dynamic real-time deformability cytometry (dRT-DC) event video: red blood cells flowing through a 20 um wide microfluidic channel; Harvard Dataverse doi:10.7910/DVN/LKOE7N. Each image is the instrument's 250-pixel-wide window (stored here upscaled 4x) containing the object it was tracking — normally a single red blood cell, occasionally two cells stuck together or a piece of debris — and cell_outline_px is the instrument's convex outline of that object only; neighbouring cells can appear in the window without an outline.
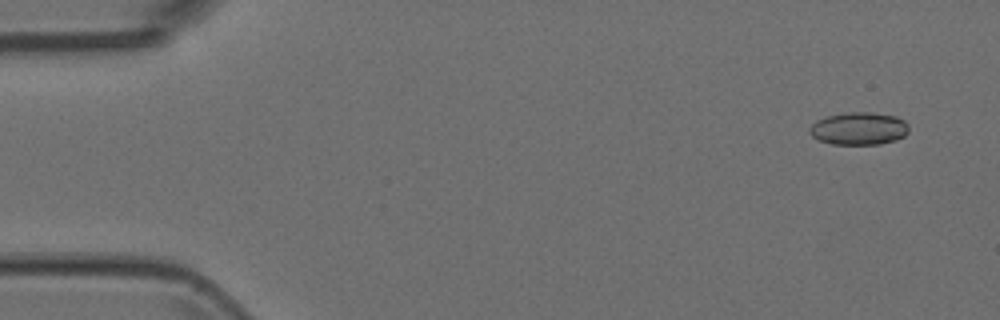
{"species": "Egyptian fruit bat (a non-hibernating species)", "species_latin": "Rousettus aegyptiacus", "temperature_condition": "room temperature", "stored_images_in_passage": 5, "camera_frame_rate_fps": 3000, "um_per_image_px": 0.085, "animal": {"sex": "female"}, "frame": {"image": 1, "passage_image": 1, "time_ms": 0.0, "image_size_px": [1000, 320], "cell_outline_px": [[908, 132], [904, 136], [896, 140], [880, 144], [832, 144], [820, 140], [812, 136], [808, 132], [808, 128], [816, 120], [824, 116], [848, 112], [868, 112], [896, 116], [904, 120], [908, 124]], "centroid_in_image_um": [72.99, 10.92], "position_along_channel_um": 12.0, "area_um2": 19.02}}
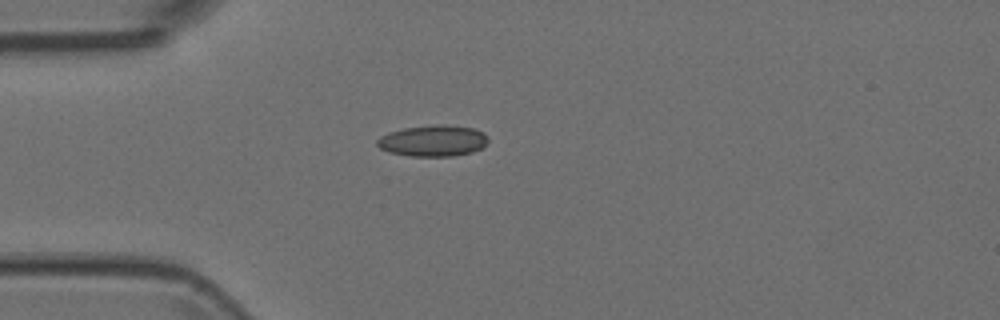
{"frame": {"image": 2, "passage_image": 4, "time_ms": 1.0, "image_size_px": [1000, 320], "cell_outline_px": [[488, 140], [480, 148], [472, 152], [452, 156], [412, 156], [388, 152], [380, 148], [376, 144], [376, 140], [380, 136], [388, 132], [404, 128], [436, 124], [448, 124], [472, 128], [484, 132], [488, 136]], "centroid_in_image_um": [36.79, 11.95], "position_along_channel_um": 48.2, "area_um2": 20.29}}